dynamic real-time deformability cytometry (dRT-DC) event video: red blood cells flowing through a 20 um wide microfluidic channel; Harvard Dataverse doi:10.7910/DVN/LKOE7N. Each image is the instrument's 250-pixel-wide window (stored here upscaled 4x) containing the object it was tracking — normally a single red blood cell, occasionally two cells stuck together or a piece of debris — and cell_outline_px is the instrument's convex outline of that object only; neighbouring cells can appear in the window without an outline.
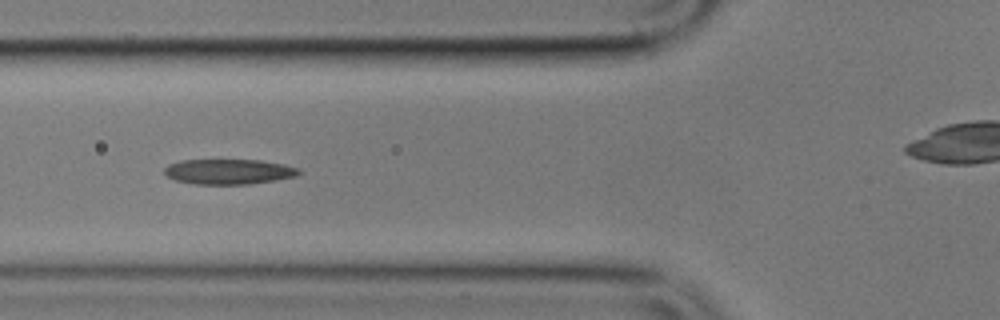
{"species": "common noctule bat (a hibernating species)", "species_latin": "Nyctalus noctula", "temperature_condition": "cold", "stored_images_in_passage": 7, "camera_frame_rate_fps": 3000, "um_per_image_px": 0.085, "animal": {"sex": "male", "body_mass_g": 17.9}, "frame": {"image": 1, "passage_image": 5, "time_ms": 5.667, "image_size_px": [1000, 320], "cell_outline_px": [[300, 172], [296, 176], [276, 180], [248, 184], [196, 184], [176, 180], [168, 176], [164, 172], [164, 168], [168, 164], [180, 160], [260, 160], [284, 164], [300, 168]], "centroid_in_image_um": [19.45, 14.58], "position_along_channel_um": 106.3, "area_um2": 19.71}}
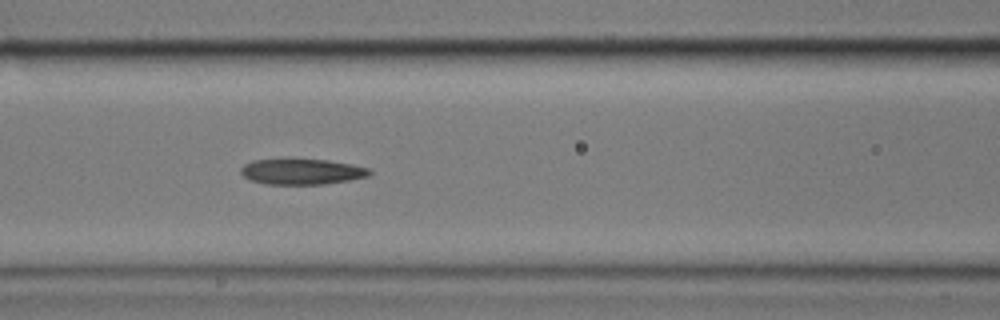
{"frame": {"image": 2, "passage_image": 6, "time_ms": 6.667, "image_size_px": [1000, 320], "cell_outline_px": [[372, 172], [368, 176], [348, 180], [324, 184], [264, 184], [252, 180], [244, 176], [240, 172], [240, 168], [244, 164], [252, 160], [328, 160], [352, 164], [372, 168]], "centroid_in_image_um": [25.68, 14.59], "position_along_channel_um": 140.9, "area_um2": 19.07}}